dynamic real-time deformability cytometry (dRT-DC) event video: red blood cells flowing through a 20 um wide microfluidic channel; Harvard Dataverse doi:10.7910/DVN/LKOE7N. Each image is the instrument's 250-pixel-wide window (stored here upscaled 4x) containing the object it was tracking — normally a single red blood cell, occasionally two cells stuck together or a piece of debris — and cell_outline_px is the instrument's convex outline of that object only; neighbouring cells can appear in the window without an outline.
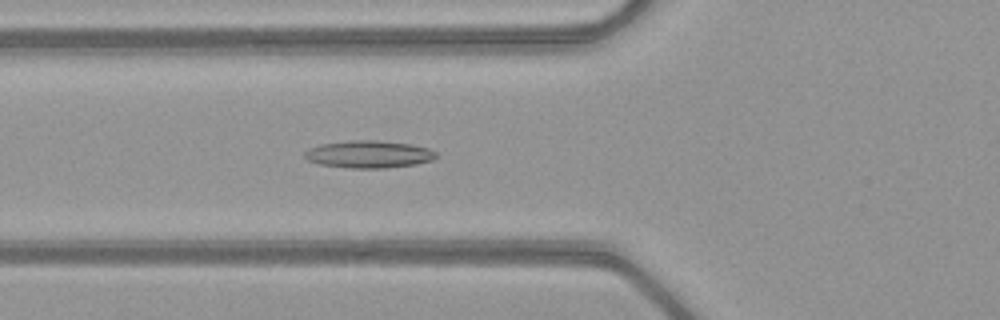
{"species": "common noctule bat (a hibernating species)", "species_latin": "Nyctalus noctula", "temperature_condition": "warm", "stored_images_in_passage": 49, "camera_frame_rate_fps": 3000, "um_per_image_px": 0.085, "animal": {"sex": "female", "body_mass_g": 21.9}, "frame": {"image": 1, "passage_image": 20, "time_ms": 6.333, "image_size_px": [1000, 320], "cell_outline_px": [[436, 156], [432, 160], [416, 164], [384, 168], [348, 168], [320, 164], [308, 160], [304, 156], [304, 152], [308, 148], [320, 144], [348, 140], [376, 140], [412, 144], [428, 148], [436, 152]], "centroid_in_image_um": [31.33, 13.1], "position_along_channel_um": 94.5, "area_um2": 21.04}}
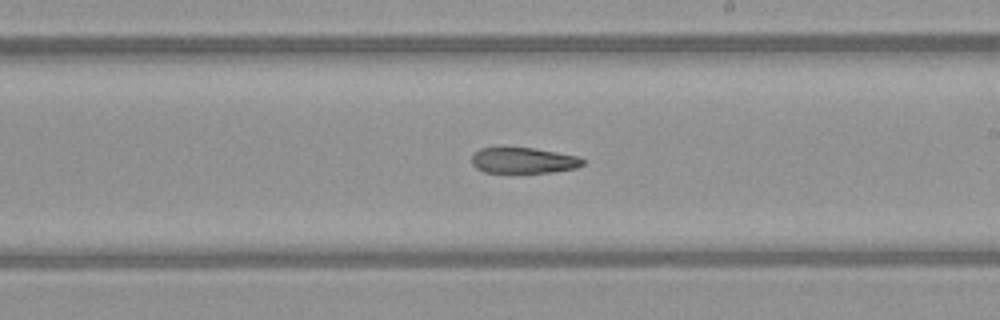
{"frame": {"image": 2, "passage_image": 31, "time_ms": 10.0, "image_size_px": [1000, 320], "cell_outline_px": [[584, 164], [576, 168], [552, 172], [484, 172], [476, 168], [472, 164], [472, 156], [480, 148], [532, 148], [580, 156], [584, 160]], "centroid_in_image_um": [44.52, 13.64], "position_along_channel_um": 244.5, "area_um2": 16.53}}
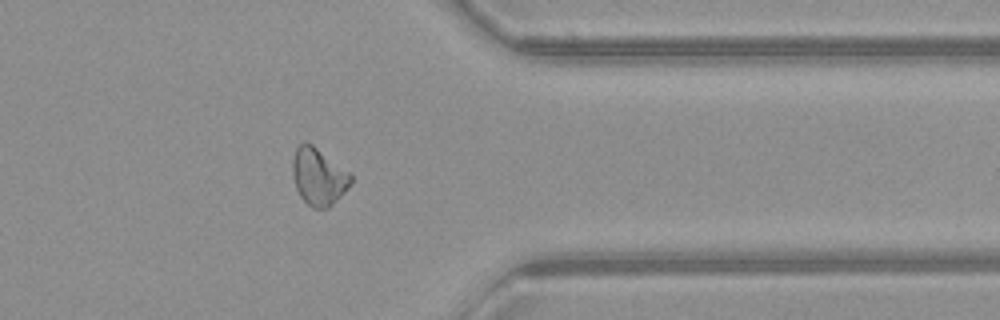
{"frame": {"image": 3, "passage_image": 42, "time_ms": 13.667, "image_size_px": [1000, 320], "cell_outline_px": [[352, 184], [328, 208], [312, 208], [300, 196], [296, 188], [292, 176], [292, 160], [296, 148], [304, 140], [312, 144], [348, 172], [352, 176]], "centroid_in_image_um": [27.05, 15.01], "position_along_channel_um": 384.4, "area_um2": 19.25}}